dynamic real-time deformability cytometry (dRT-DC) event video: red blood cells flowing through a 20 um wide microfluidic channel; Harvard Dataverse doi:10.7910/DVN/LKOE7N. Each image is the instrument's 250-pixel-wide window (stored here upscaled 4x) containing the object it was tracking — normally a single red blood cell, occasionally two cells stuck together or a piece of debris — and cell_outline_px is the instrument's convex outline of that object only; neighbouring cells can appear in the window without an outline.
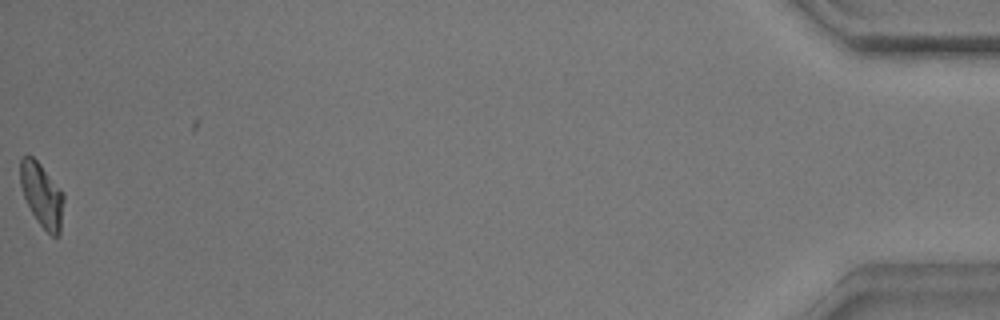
{"species": "common noctule bat (a hibernating species)", "species_latin": "Nyctalus noctula", "temperature_condition": "warm", "stored_images_in_passage": 58, "camera_frame_rate_fps": 3000, "um_per_image_px": 0.085, "animal": {"sex": "male", "body_mass_g": 17.9}, "frame": {"image": 1, "passage_image": 57, "time_ms": 18.667, "image_size_px": [1000, 320], "cell_outline_px": [[64, 200], [60, 236], [52, 236], [36, 220], [24, 196], [20, 184], [20, 160], [24, 156], [32, 156], [40, 164], [64, 192]], "centroid_in_image_um": [3.58, 16.58], "position_along_channel_um": 431.6, "area_um2": 16.13}, "authors_computed_cell_mechanics": {"area_um2": 16.7042, "velocity_mm_per_s": 3.548, "shape_relaxation_time_tau1_ms": 3.9242, "shape_relaxation_time_tau2_ms": 1.4957, "deformation_change_tau1": 0.1514, "deformation_change_tau2": 0.0602}}